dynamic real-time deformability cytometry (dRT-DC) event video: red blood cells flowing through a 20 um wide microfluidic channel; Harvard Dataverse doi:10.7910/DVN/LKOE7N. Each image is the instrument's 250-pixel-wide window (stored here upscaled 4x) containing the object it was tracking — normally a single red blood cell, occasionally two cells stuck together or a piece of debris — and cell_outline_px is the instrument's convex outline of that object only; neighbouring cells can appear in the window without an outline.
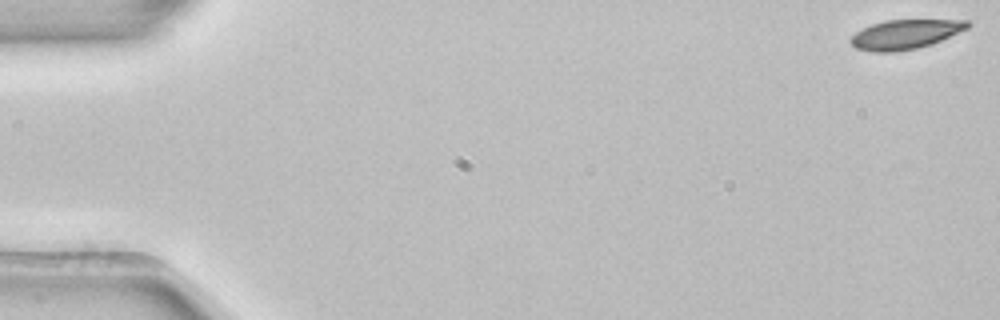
{"species": "common noctule bat (a hibernating species)", "species_latin": "Nyctalus noctula", "temperature_condition": "room temperature", "stored_images_in_passage": 5, "camera_frame_rate_fps": 3000, "um_per_image_px": 0.085, "animal": {"sex": "female", "body_mass_g": 22.7, "forearm_length_mm": 54.2}, "frame": {"image": 1, "passage_image": 1, "time_ms": 0.0, "image_size_px": [1000, 320], "cell_outline_px": [[972, 24], [968, 28], [932, 44], [916, 48], [896, 52], [872, 52], [856, 48], [848, 40], [856, 32], [872, 24], [884, 20], [968, 20]], "centroid_in_image_um": [76.94, 2.92], "position_along_channel_um": 8.1, "area_um2": 20.0}}
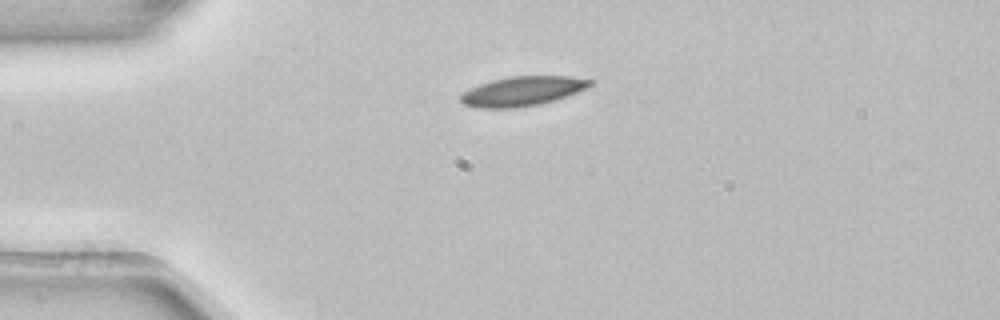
{"frame": {"image": 2, "passage_image": 4, "time_ms": 1.0, "image_size_px": [1000, 320], "cell_outline_px": [[592, 84], [576, 92], [540, 104], [516, 108], [476, 108], [464, 104], [460, 100], [460, 96], [464, 92], [480, 84], [492, 80], [512, 76], [572, 76], [592, 80]], "centroid_in_image_um": [44.37, 7.75], "position_along_channel_um": 40.6, "area_um2": 21.91}}